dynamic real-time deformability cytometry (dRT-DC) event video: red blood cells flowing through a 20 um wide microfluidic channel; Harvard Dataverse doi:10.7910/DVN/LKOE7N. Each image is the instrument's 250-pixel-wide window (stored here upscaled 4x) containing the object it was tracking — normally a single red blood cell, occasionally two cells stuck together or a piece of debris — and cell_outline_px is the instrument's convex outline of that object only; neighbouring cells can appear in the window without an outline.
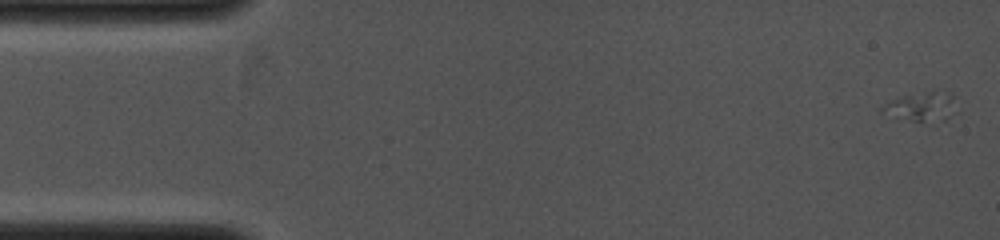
{"species": "common noctule bat (a hibernating species)", "species_latin": "Nyctalus noctula", "temperature_condition": "cold", "stored_images_in_passage": 11, "camera_frame_rate_fps": 4000, "um_per_image_px": 0.085, "animal": {"sex": "female", "body_mass_g": 19.0, "forearm_length_mm": 53.3}, "frame": {"image": 1, "passage_image": 1, "time_ms": 0.0, "image_size_px": [1000, 240], "cell_outline_px": [[960, 112], [944, 120], [912, 120], [880, 112], [880, 108], [884, 104], [892, 100], [904, 96], [940, 88], [948, 92], [952, 96]], "centroid_in_image_um": [78.46, 9.02], "position_along_channel_um": 6.5, "area_um2": 12.66}}
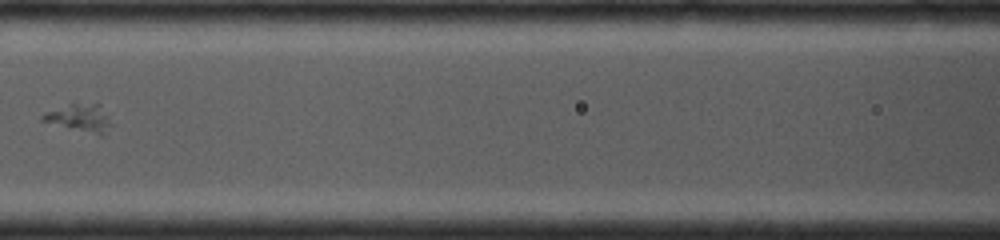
{"frame": {"image": 2, "passage_image": 10, "time_ms": 5.0, "image_size_px": [1000, 240], "cell_outline_px": [[112, 124], [100, 136], [40, 120], [40, 116], [44, 112], [68, 104], [100, 104]], "centroid_in_image_um": [6.76, 10.02], "position_along_channel_um": 159.8, "area_um2": 10.81}}
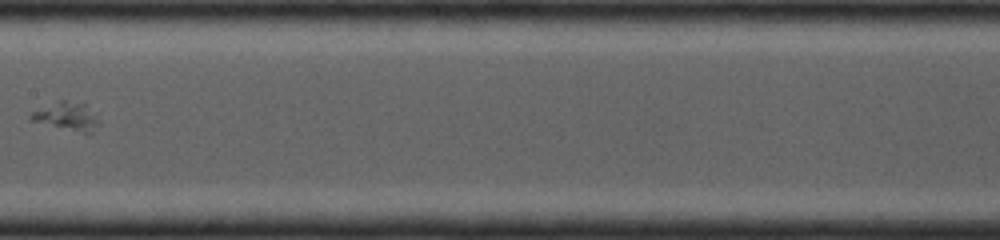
{"frame": {"image": 3, "passage_image": 11, "time_ms": 5.75, "image_size_px": [1000, 240], "cell_outline_px": [[100, 124], [88, 132], [84, 132], [28, 120], [28, 116], [32, 112], [60, 100], [84, 100], [88, 104]], "centroid_in_image_um": [5.69, 9.82], "position_along_channel_um": 201.7, "area_um2": 10.98}}